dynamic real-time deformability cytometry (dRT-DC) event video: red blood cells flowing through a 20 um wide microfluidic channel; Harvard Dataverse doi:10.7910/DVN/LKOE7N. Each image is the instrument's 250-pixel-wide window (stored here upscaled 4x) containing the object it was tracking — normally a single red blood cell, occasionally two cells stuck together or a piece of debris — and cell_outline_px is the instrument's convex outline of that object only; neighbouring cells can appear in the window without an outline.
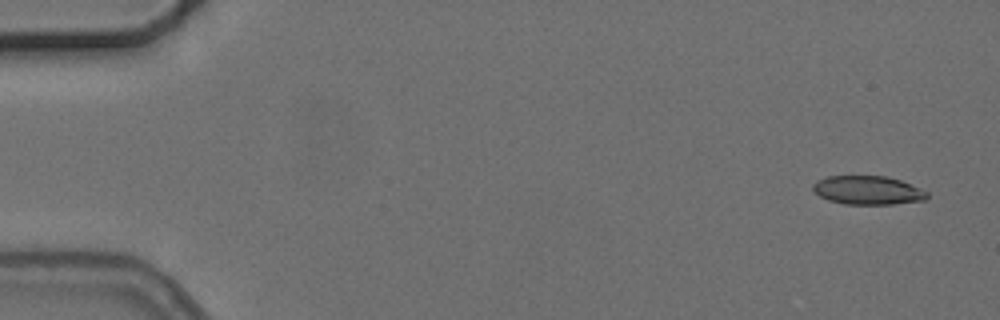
{"species": "common noctule bat (a hibernating species)", "species_latin": "Nyctalus noctula", "temperature_condition": "cold", "stored_images_in_passage": 4, "camera_frame_rate_fps": 3000, "um_per_image_px": 0.085, "animal": {"sex": "female", "body_mass_g": 24.6, "forearm_length_mm": 56.2}, "frame": {"image": 1, "passage_image": 1, "time_ms": 0.0, "image_size_px": [1000, 320], "cell_outline_px": [[928, 196], [924, 200], [892, 204], [844, 204], [828, 200], [812, 192], [812, 184], [816, 180], [828, 176], [884, 176], [900, 180], [920, 188], [928, 192]], "centroid_in_image_um": [73.71, 16.17], "position_along_channel_um": 11.3, "area_um2": 19.13}}
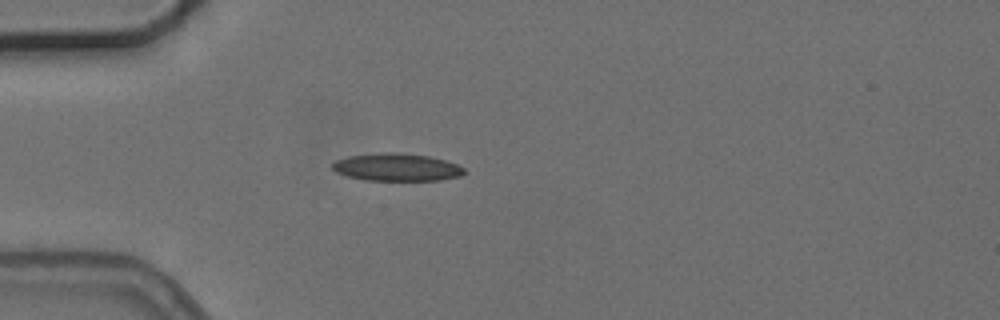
{"frame": {"image": 2, "passage_image": 4, "time_ms": 4.333, "image_size_px": [1000, 320], "cell_outline_px": [[468, 172], [460, 176], [440, 180], [364, 180], [348, 176], [336, 172], [332, 168], [332, 164], [336, 160], [348, 156], [380, 152], [392, 152], [428, 156], [444, 160], [456, 164], [464, 168]], "centroid_in_image_um": [33.72, 14.21], "position_along_channel_um": 51.3, "area_um2": 21.15}}